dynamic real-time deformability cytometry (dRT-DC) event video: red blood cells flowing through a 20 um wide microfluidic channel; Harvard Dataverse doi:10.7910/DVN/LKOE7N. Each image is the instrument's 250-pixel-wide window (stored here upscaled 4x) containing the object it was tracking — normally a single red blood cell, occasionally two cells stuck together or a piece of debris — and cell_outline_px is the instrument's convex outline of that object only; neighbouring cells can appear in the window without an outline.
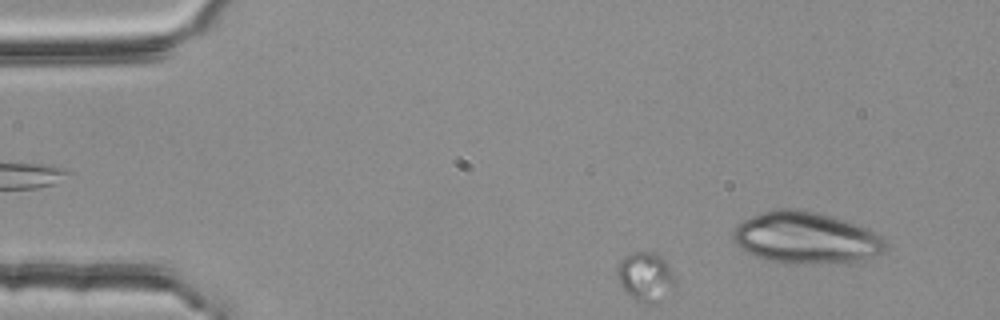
{"species": "common noctule bat (a hibernating species)", "species_latin": "Nyctalus noctula", "temperature_condition": "room temperature", "stored_images_in_passage": 48, "segment_of_instrument_passage": [1, 2], "camera_frame_rate_fps": 3000, "um_per_image_px": 0.085, "animal": {"sex": "female", "body_mass_g": 25.1}, "frame": {"image": 1, "passage_image": 4, "time_ms": 1.0, "image_size_px": [1000, 320], "cell_outline_px": [[888, 248], [884, 252], [868, 260], [852, 264], [796, 264], [764, 260], [744, 252], [732, 240], [732, 232], [736, 224], [752, 216], [776, 208], [800, 208], [832, 216], [868, 228], [876, 232], [888, 244]], "centroid_in_image_um": [68.54, 20.25], "position_along_channel_um": 16.5, "area_um2": 47.28}}